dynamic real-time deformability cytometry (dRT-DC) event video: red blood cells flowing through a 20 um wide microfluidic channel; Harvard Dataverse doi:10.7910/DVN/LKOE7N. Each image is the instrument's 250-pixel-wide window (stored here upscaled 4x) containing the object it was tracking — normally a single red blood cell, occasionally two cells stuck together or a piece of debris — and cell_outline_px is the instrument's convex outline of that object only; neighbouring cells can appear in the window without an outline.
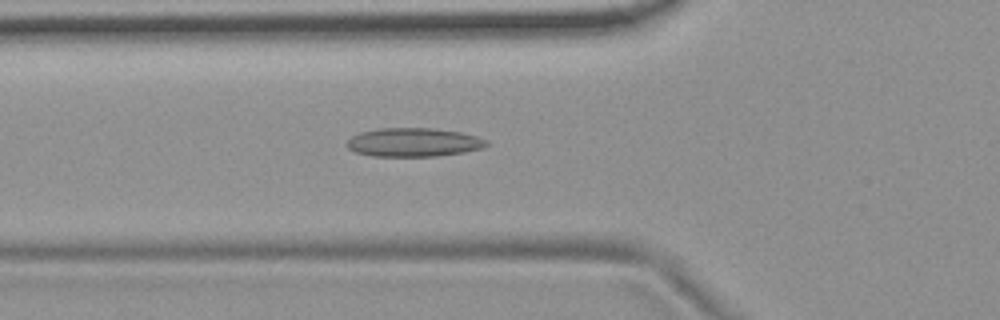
{"species": "common noctule bat (a hibernating species)", "species_latin": "Nyctalus noctula", "temperature_condition": "room temperature", "stored_images_in_passage": 54, "camera_frame_rate_fps": 3000, "um_per_image_px": 0.085, "animal": {"sex": "female", "body_mass_g": 19.9}, "frame": {"image": 1, "passage_image": 19, "time_ms": 6.0, "image_size_px": [1000, 320], "cell_outline_px": [[488, 144], [484, 148], [464, 152], [436, 156], [372, 156], [356, 152], [348, 148], [344, 144], [352, 136], [360, 132], [376, 128], [432, 128], [460, 132], [476, 136], [488, 140]], "centroid_in_image_um": [35.14, 12.09], "position_along_channel_um": 90.7, "area_um2": 23.47}}
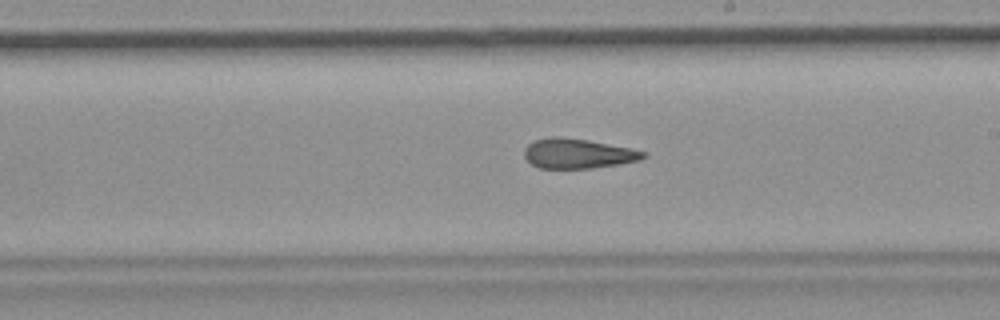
{"frame": {"image": 2, "passage_image": 31, "time_ms": 10.0, "image_size_px": [1000, 320], "cell_outline_px": [[648, 156], [640, 160], [620, 164], [592, 168], [540, 168], [532, 164], [524, 156], [524, 148], [528, 144], [536, 140], [548, 136], [560, 136], [588, 140], [632, 148], [648, 152]], "centroid_in_image_um": [49.15, 13.04], "position_along_channel_um": 239.8, "area_um2": 20.87}}
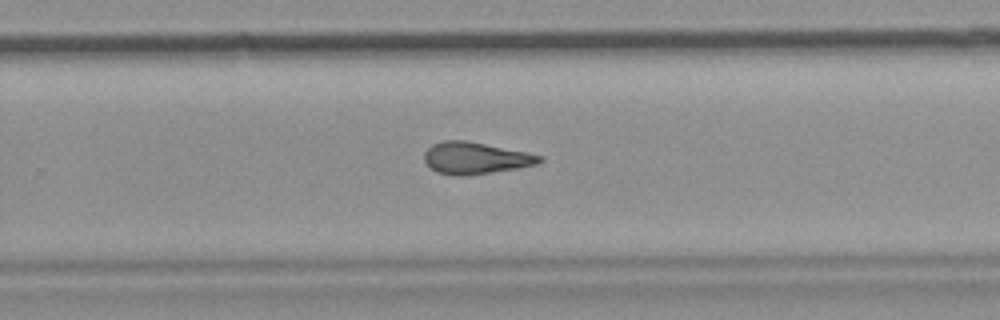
{"frame": {"image": 3, "passage_image": 35, "time_ms": 11.333, "image_size_px": [1000, 320], "cell_outline_px": [[544, 160], [536, 164], [516, 168], [464, 176], [452, 176], [436, 172], [424, 160], [424, 152], [432, 144], [444, 140], [464, 140], [528, 152], [544, 156]], "centroid_in_image_um": [40.4, 13.43], "position_along_channel_um": 289.4, "area_um2": 21.33}, "authors_computed_cell_mechanics": {"area_um2": 21.675, "velocity_mm_per_s": 3.7302, "shape_relaxation_time_tau1_ms": null, "shape_relaxation_time_tau2_ms": 3.6865, "deformation_change_tau1": null, "deformation_change_tau2": 0.1336}}